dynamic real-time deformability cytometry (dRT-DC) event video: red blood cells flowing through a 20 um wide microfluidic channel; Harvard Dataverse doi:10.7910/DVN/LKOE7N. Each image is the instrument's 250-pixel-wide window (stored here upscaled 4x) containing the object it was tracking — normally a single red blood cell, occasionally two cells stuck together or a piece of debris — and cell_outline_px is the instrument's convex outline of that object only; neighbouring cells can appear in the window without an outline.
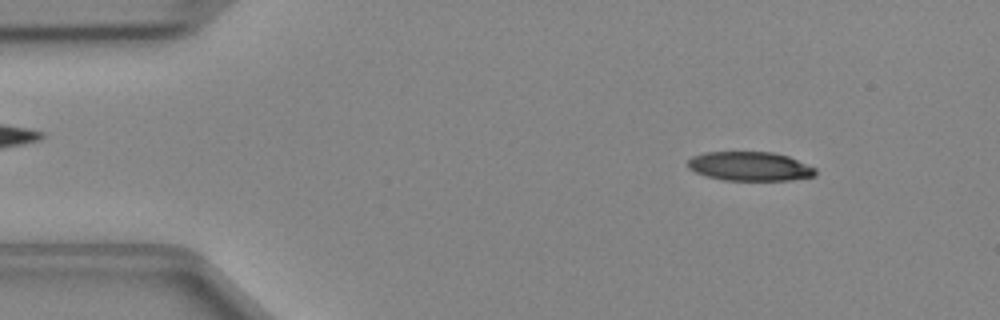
{"species": "Egyptian fruit bat (a non-hibernating species)", "species_latin": "Rousettus aegyptiacus", "temperature_condition": "cold", "stored_images_in_passage": 44, "camera_frame_rate_fps": 3000, "um_per_image_px": 0.085, "animal": {"sex": "female"}, "frame": {"image": 1, "passage_image": 3, "time_ms": 0.667, "image_size_px": [1000, 320], "cell_outline_px": [[816, 176], [792, 180], [724, 180], [708, 176], [696, 172], [688, 168], [688, 160], [692, 156], [704, 152], [772, 152], [788, 156], [816, 168]], "centroid_in_image_um": [63.75, 14.13], "position_along_channel_um": 21.2, "area_um2": 21.62}}
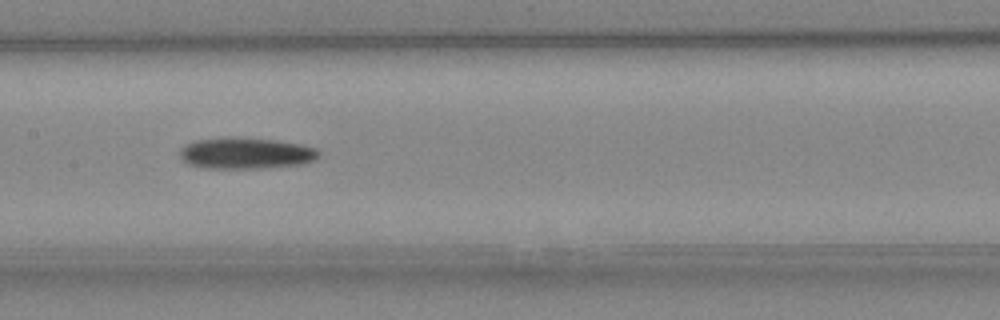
{"frame": {"image": 2, "passage_image": 20, "time_ms": 6.333, "image_size_px": [1000, 320], "cell_outline_px": [[320, 152], [312, 160], [304, 164], [264, 168], [204, 168], [188, 164], [180, 156], [180, 148], [184, 144], [196, 140], [224, 136], [236, 136], [276, 140], [300, 144], [316, 148]], "centroid_in_image_um": [20.85, 13.0], "position_along_channel_um": 186.5, "area_um2": 25.66}}
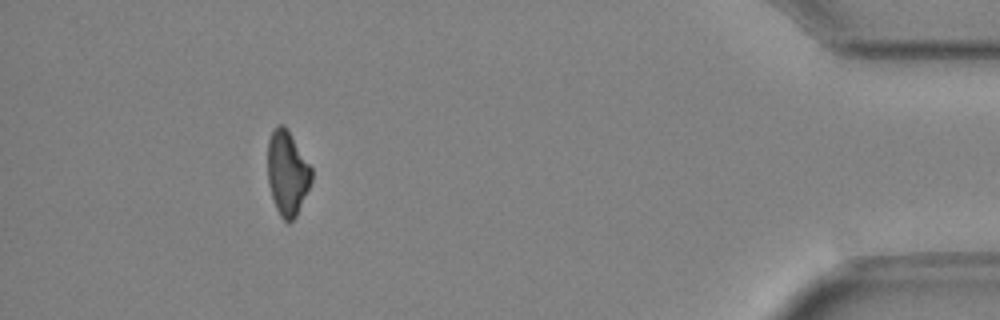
{"frame": {"image": 3, "passage_image": 40, "time_ms": 13.0, "image_size_px": [1000, 320], "cell_outline_px": [[312, 180], [296, 216], [288, 224], [280, 216], [276, 208], [268, 184], [268, 140], [276, 124], [284, 124], [312, 168]], "centroid_in_image_um": [24.41, 14.71], "position_along_channel_um": 410.8, "area_um2": 21.44}}